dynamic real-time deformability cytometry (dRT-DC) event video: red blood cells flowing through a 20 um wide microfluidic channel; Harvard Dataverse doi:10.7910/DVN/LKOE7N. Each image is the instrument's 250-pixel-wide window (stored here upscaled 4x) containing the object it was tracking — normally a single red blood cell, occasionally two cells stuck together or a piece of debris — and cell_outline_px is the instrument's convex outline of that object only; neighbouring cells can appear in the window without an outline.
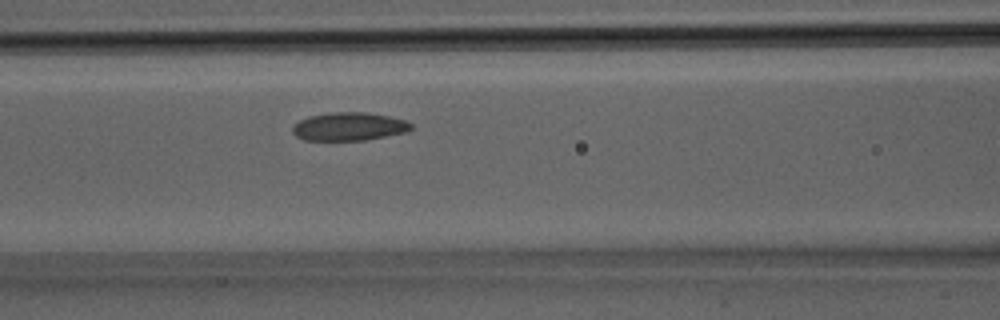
{"species": "Egyptian fruit bat (a non-hibernating species)", "species_latin": "Rousettus aegyptiacus", "temperature_condition": "room temperature", "stored_images_in_passage": 27, "camera_frame_rate_fps": 3000, "um_per_image_px": 0.085, "animal": {"sex": "male"}, "frame": {"image": 1, "passage_image": 9, "time_ms": 2.667, "image_size_px": [1000, 320], "cell_outline_px": [[412, 128], [408, 132], [364, 140], [304, 140], [296, 136], [292, 132], [292, 124], [308, 116], [332, 112], [364, 112], [388, 116], [404, 120], [412, 124]], "centroid_in_image_um": [29.64, 10.75], "position_along_channel_um": 137.0, "area_um2": 19.54}}
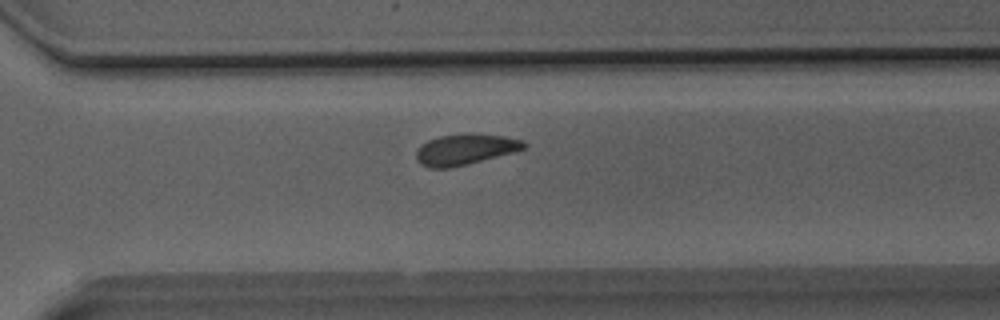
{"frame": {"image": 2, "passage_image": 18, "time_ms": 5.667, "image_size_px": [1000, 320], "cell_outline_px": [[528, 144], [524, 148], [512, 152], [468, 164], [452, 168], [428, 168], [420, 164], [416, 160], [416, 152], [420, 144], [428, 140], [440, 136], [460, 132], [468, 132], [504, 136], [524, 140]], "centroid_in_image_um": [39.5, 12.68], "position_along_channel_um": 331.1, "area_um2": 19.71}}
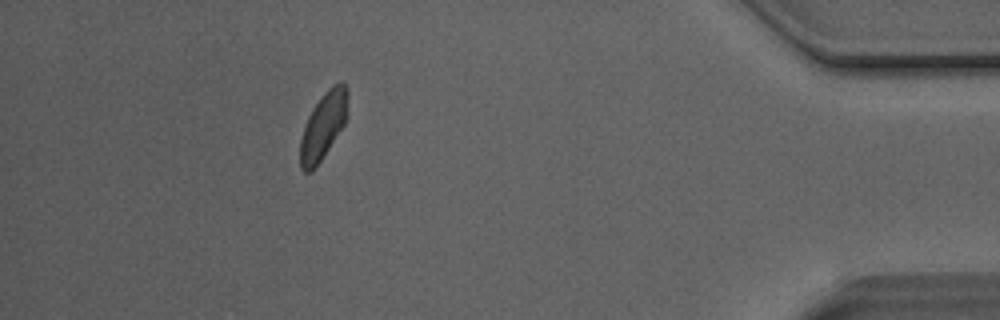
{"frame": {"image": 3, "passage_image": 24, "time_ms": 7.667, "image_size_px": [1000, 320], "cell_outline_px": [[348, 96], [344, 124], [312, 172], [304, 172], [300, 168], [300, 140], [308, 116], [312, 108], [324, 92], [332, 84], [340, 80], [348, 88]], "centroid_in_image_um": [27.46, 10.66], "position_along_channel_um": 407.7, "area_um2": 18.26}}